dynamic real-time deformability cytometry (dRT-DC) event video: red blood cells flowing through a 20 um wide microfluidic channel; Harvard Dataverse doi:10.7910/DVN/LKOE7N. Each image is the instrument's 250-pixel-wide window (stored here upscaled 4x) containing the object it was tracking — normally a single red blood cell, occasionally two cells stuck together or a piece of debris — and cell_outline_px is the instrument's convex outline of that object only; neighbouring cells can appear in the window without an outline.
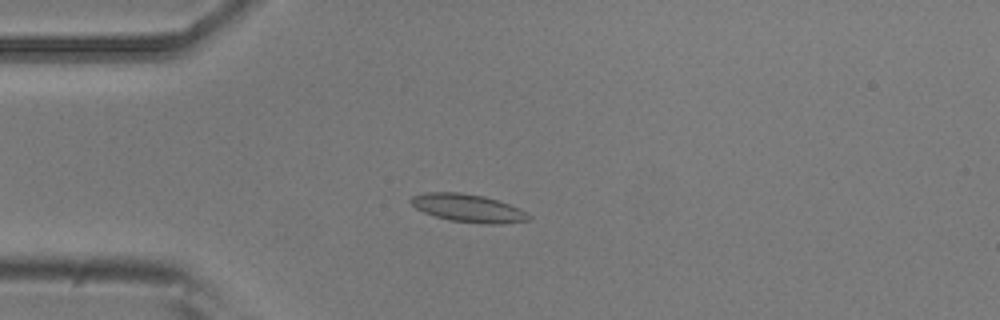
{"species": "common noctule bat (a hibernating species)", "species_latin": "Nyctalus noctula", "temperature_condition": "room temperature", "stored_images_in_passage": 6, "camera_frame_rate_fps": 3000, "um_per_image_px": 0.085, "animal": {"sex": "male", "body_mass_g": 20.5, "forearm_length_mm": 52.5}, "frame": {"image": 1, "passage_image": 3, "time_ms": 0.667, "image_size_px": [1000, 320], "cell_outline_px": [[532, 216], [528, 220], [500, 224], [480, 224], [452, 220], [436, 216], [424, 212], [416, 208], [408, 200], [412, 196], [428, 192], [460, 192], [484, 196], [520, 208]], "centroid_in_image_um": [39.79, 17.69], "position_along_channel_um": 45.2, "area_um2": 19.07}}
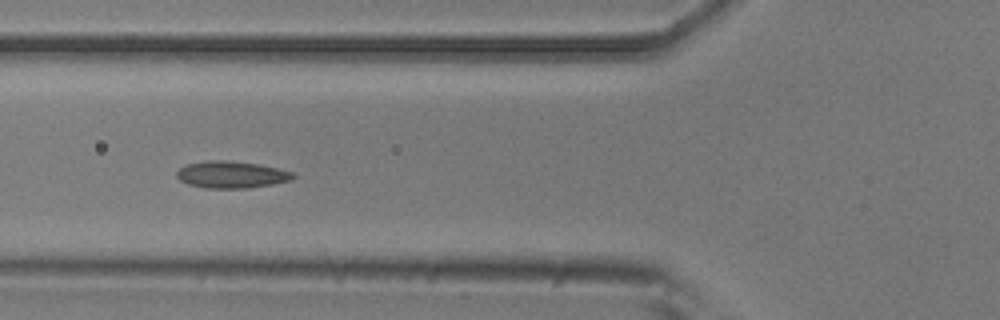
{"frame": {"image": 2, "passage_image": 5, "time_ms": 1.333, "image_size_px": [1000, 320], "cell_outline_px": [[296, 176], [292, 180], [272, 184], [248, 188], [204, 188], [188, 184], [180, 180], [176, 176], [176, 172], [180, 168], [188, 164], [208, 160], [224, 160], [256, 164], [276, 168], [292, 172]], "centroid_in_image_um": [19.65, 14.85], "position_along_channel_um": 106.1, "area_um2": 18.09}}
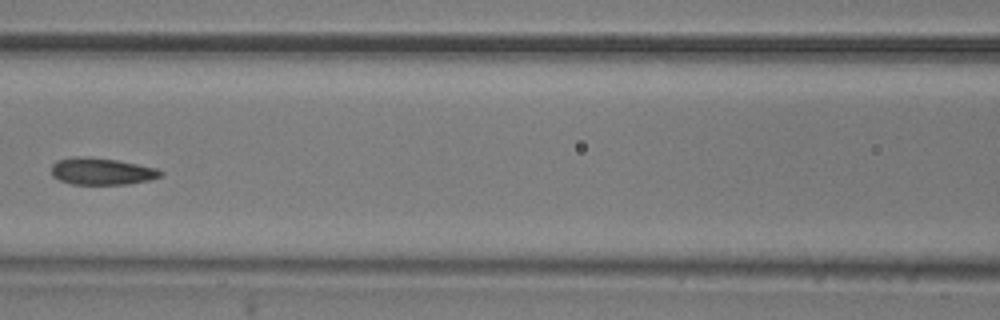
{"frame": {"image": 3, "passage_image": 6, "time_ms": 1.667, "image_size_px": [1000, 320], "cell_outline_px": [[164, 172], [160, 176], [148, 180], [128, 184], [72, 184], [60, 180], [52, 176], [52, 164], [56, 160], [76, 156], [116, 160], [156, 168]], "centroid_in_image_um": [8.61, 14.57], "position_along_channel_um": 158.0, "area_um2": 16.88}}